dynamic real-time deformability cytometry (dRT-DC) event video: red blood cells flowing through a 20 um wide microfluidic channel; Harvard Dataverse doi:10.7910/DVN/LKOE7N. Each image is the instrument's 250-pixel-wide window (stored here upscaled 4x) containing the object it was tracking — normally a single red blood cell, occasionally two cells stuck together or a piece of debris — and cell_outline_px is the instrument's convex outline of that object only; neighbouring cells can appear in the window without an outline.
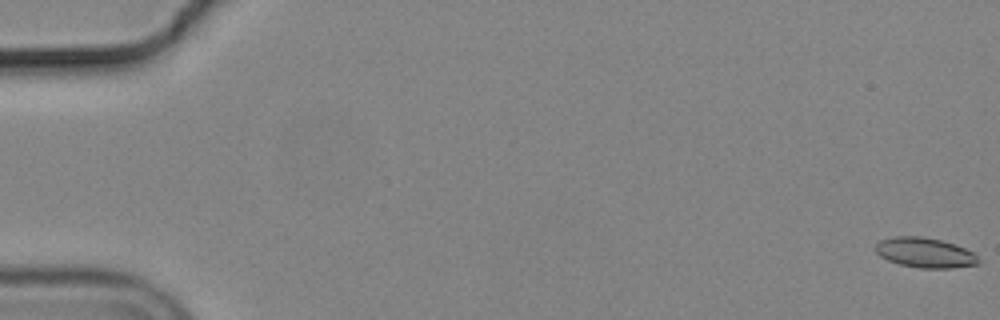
{"species": "common noctule bat (a hibernating species)", "species_latin": "Nyctalus noctula", "temperature_condition": "cold", "stored_images_in_passage": 23, "camera_frame_rate_fps": 3000, "um_per_image_px": 0.085, "animal": {"sex": "male", "body_mass_g": 19.2, "forearm_length_mm": 51.8}, "frame": {"image": 1, "passage_image": 1, "time_ms": 0.0, "image_size_px": [1000, 320], "cell_outline_px": [[980, 264], [952, 268], [920, 268], [900, 264], [888, 260], [880, 256], [876, 252], [876, 244], [880, 240], [892, 236], [924, 236], [956, 244], [972, 252], [980, 260]], "centroid_in_image_um": [78.63, 21.47], "position_along_channel_um": 6.4, "area_um2": 18.03}}
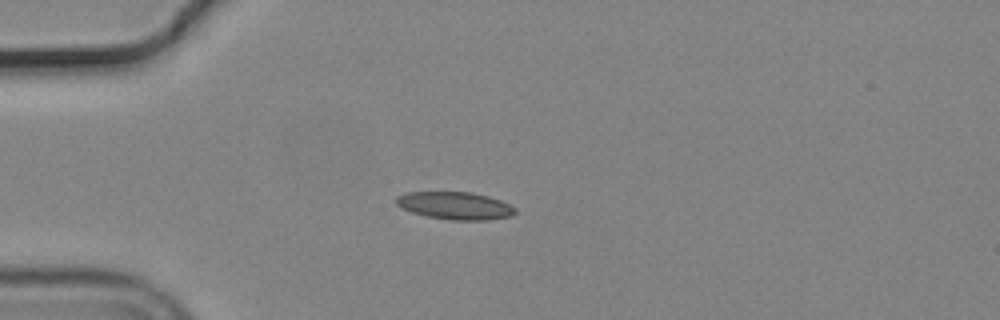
{"frame": {"image": 2, "passage_image": 16, "time_ms": 5.0, "image_size_px": [1000, 320], "cell_outline_px": [[516, 212], [512, 216], [488, 220], [452, 220], [428, 216], [412, 212], [396, 204], [396, 196], [408, 192], [472, 192], [488, 196], [500, 200], [516, 208]], "centroid_in_image_um": [38.71, 17.48], "position_along_channel_um": 46.3, "area_um2": 19.02}}
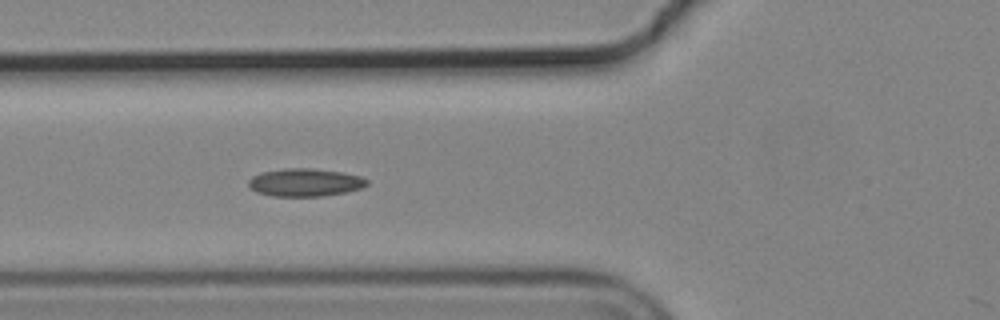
{"frame": {"image": 3, "passage_image": 22, "time_ms": 7.0, "image_size_px": [1000, 320], "cell_outline_px": [[368, 184], [360, 188], [344, 192], [324, 196], [272, 196], [256, 192], [248, 184], [248, 180], [252, 176], [260, 172], [284, 168], [308, 168], [344, 172], [360, 176], [368, 180]], "centroid_in_image_um": [25.9, 15.5], "position_along_channel_um": 99.9, "area_um2": 19.25}}